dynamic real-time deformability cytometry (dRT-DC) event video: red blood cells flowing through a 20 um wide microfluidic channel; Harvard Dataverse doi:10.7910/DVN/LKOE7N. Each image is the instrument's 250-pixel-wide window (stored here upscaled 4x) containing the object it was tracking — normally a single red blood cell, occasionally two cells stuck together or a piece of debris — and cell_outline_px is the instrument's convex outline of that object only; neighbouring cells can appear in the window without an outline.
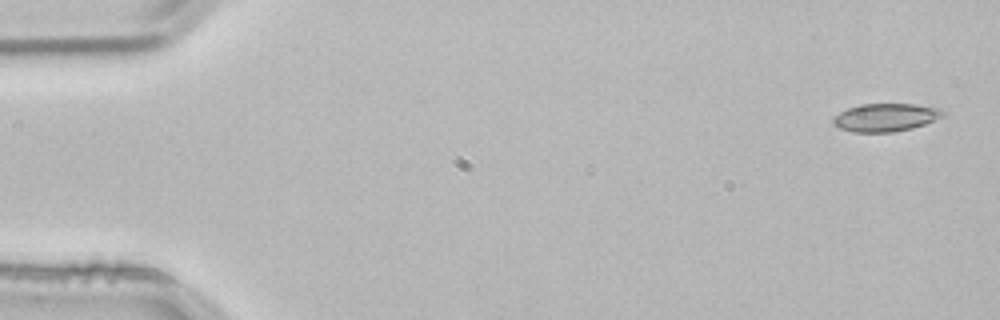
{"species": "common noctule bat (a hibernating species)", "species_latin": "Nyctalus noctula", "temperature_condition": "room temperature", "stored_images_in_passage": 3, "camera_frame_rate_fps": 3000, "um_per_image_px": 0.085, "animal": {"sex": "male", "body_mass_g": 21.5, "forearm_length_mm": 52.0}, "frame": {"image": 1, "passage_image": 1, "time_ms": 0.0, "image_size_px": [1000, 320], "cell_outline_px": [[944, 116], [924, 124], [912, 128], [892, 132], [852, 132], [840, 128], [832, 124], [832, 116], [848, 108], [860, 104], [916, 104], [940, 108], [944, 112]], "centroid_in_image_um": [75.25, 9.98], "position_along_channel_um": 9.8, "area_um2": 17.98}}